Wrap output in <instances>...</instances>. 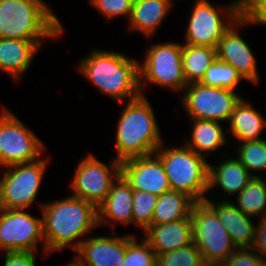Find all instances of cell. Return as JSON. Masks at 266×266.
Masks as SVG:
<instances>
[{
    "label": "cell",
    "instance_id": "obj_1",
    "mask_svg": "<svg viewBox=\"0 0 266 266\" xmlns=\"http://www.w3.org/2000/svg\"><path fill=\"white\" fill-rule=\"evenodd\" d=\"M42 203L40 210L47 254L61 252L66 245L75 253L84 240L81 237L98 226L97 207L83 199L68 195L64 199Z\"/></svg>",
    "mask_w": 266,
    "mask_h": 266
},
{
    "label": "cell",
    "instance_id": "obj_2",
    "mask_svg": "<svg viewBox=\"0 0 266 266\" xmlns=\"http://www.w3.org/2000/svg\"><path fill=\"white\" fill-rule=\"evenodd\" d=\"M77 69L102 93L119 103L141 95L139 61L123 53L93 49L81 58Z\"/></svg>",
    "mask_w": 266,
    "mask_h": 266
},
{
    "label": "cell",
    "instance_id": "obj_3",
    "mask_svg": "<svg viewBox=\"0 0 266 266\" xmlns=\"http://www.w3.org/2000/svg\"><path fill=\"white\" fill-rule=\"evenodd\" d=\"M116 126V160L154 154L163 143L159 124L147 97L127 101Z\"/></svg>",
    "mask_w": 266,
    "mask_h": 266
},
{
    "label": "cell",
    "instance_id": "obj_4",
    "mask_svg": "<svg viewBox=\"0 0 266 266\" xmlns=\"http://www.w3.org/2000/svg\"><path fill=\"white\" fill-rule=\"evenodd\" d=\"M55 15L44 0H0V38H59L65 30Z\"/></svg>",
    "mask_w": 266,
    "mask_h": 266
},
{
    "label": "cell",
    "instance_id": "obj_5",
    "mask_svg": "<svg viewBox=\"0 0 266 266\" xmlns=\"http://www.w3.org/2000/svg\"><path fill=\"white\" fill-rule=\"evenodd\" d=\"M163 142L155 151L161 160L171 190L186 193L196 202L207 198L209 186V162L185 144L164 148Z\"/></svg>",
    "mask_w": 266,
    "mask_h": 266
},
{
    "label": "cell",
    "instance_id": "obj_6",
    "mask_svg": "<svg viewBox=\"0 0 266 266\" xmlns=\"http://www.w3.org/2000/svg\"><path fill=\"white\" fill-rule=\"evenodd\" d=\"M193 5L183 44L216 48L225 32L243 15V0H233L225 7L218 5L220 8L207 0H195Z\"/></svg>",
    "mask_w": 266,
    "mask_h": 266
},
{
    "label": "cell",
    "instance_id": "obj_7",
    "mask_svg": "<svg viewBox=\"0 0 266 266\" xmlns=\"http://www.w3.org/2000/svg\"><path fill=\"white\" fill-rule=\"evenodd\" d=\"M192 240L207 266H219L237 247L217 213L205 202H196L191 210Z\"/></svg>",
    "mask_w": 266,
    "mask_h": 266
},
{
    "label": "cell",
    "instance_id": "obj_8",
    "mask_svg": "<svg viewBox=\"0 0 266 266\" xmlns=\"http://www.w3.org/2000/svg\"><path fill=\"white\" fill-rule=\"evenodd\" d=\"M143 59L139 63L141 95L147 84L181 92L182 95L187 86L183 75L182 44L173 41L151 43Z\"/></svg>",
    "mask_w": 266,
    "mask_h": 266
},
{
    "label": "cell",
    "instance_id": "obj_9",
    "mask_svg": "<svg viewBox=\"0 0 266 266\" xmlns=\"http://www.w3.org/2000/svg\"><path fill=\"white\" fill-rule=\"evenodd\" d=\"M49 159L42 157L30 163L4 167L7 170L0 179V208L27 211L37 200Z\"/></svg>",
    "mask_w": 266,
    "mask_h": 266
},
{
    "label": "cell",
    "instance_id": "obj_10",
    "mask_svg": "<svg viewBox=\"0 0 266 266\" xmlns=\"http://www.w3.org/2000/svg\"><path fill=\"white\" fill-rule=\"evenodd\" d=\"M45 144L23 122L3 106L0 110V168L38 160Z\"/></svg>",
    "mask_w": 266,
    "mask_h": 266
},
{
    "label": "cell",
    "instance_id": "obj_11",
    "mask_svg": "<svg viewBox=\"0 0 266 266\" xmlns=\"http://www.w3.org/2000/svg\"><path fill=\"white\" fill-rule=\"evenodd\" d=\"M182 93L180 104L190 119L227 121V123L236 104L242 98L233 90L201 83L187 85Z\"/></svg>",
    "mask_w": 266,
    "mask_h": 266
},
{
    "label": "cell",
    "instance_id": "obj_12",
    "mask_svg": "<svg viewBox=\"0 0 266 266\" xmlns=\"http://www.w3.org/2000/svg\"><path fill=\"white\" fill-rule=\"evenodd\" d=\"M120 175V161L113 158L106 165L94 155L88 154L77 164L74 176L70 180V186L73 191L72 196L98 207L105 200L112 184Z\"/></svg>",
    "mask_w": 266,
    "mask_h": 266
},
{
    "label": "cell",
    "instance_id": "obj_13",
    "mask_svg": "<svg viewBox=\"0 0 266 266\" xmlns=\"http://www.w3.org/2000/svg\"><path fill=\"white\" fill-rule=\"evenodd\" d=\"M43 244L42 217L37 218L25 209L0 208V248L4 252L28 251L38 253V244Z\"/></svg>",
    "mask_w": 266,
    "mask_h": 266
},
{
    "label": "cell",
    "instance_id": "obj_14",
    "mask_svg": "<svg viewBox=\"0 0 266 266\" xmlns=\"http://www.w3.org/2000/svg\"><path fill=\"white\" fill-rule=\"evenodd\" d=\"M254 24L243 14L217 43L216 55L218 60L233 66L245 81L258 85L260 77L256 58L249 44L238 33L242 27Z\"/></svg>",
    "mask_w": 266,
    "mask_h": 266
},
{
    "label": "cell",
    "instance_id": "obj_15",
    "mask_svg": "<svg viewBox=\"0 0 266 266\" xmlns=\"http://www.w3.org/2000/svg\"><path fill=\"white\" fill-rule=\"evenodd\" d=\"M121 176L135 191L160 196L171 190L163 164L155 154L122 161Z\"/></svg>",
    "mask_w": 266,
    "mask_h": 266
},
{
    "label": "cell",
    "instance_id": "obj_16",
    "mask_svg": "<svg viewBox=\"0 0 266 266\" xmlns=\"http://www.w3.org/2000/svg\"><path fill=\"white\" fill-rule=\"evenodd\" d=\"M75 252L74 266H123L126 234L85 237Z\"/></svg>",
    "mask_w": 266,
    "mask_h": 266
},
{
    "label": "cell",
    "instance_id": "obj_17",
    "mask_svg": "<svg viewBox=\"0 0 266 266\" xmlns=\"http://www.w3.org/2000/svg\"><path fill=\"white\" fill-rule=\"evenodd\" d=\"M44 40L0 38V72L9 74L16 82L30 68Z\"/></svg>",
    "mask_w": 266,
    "mask_h": 266
},
{
    "label": "cell",
    "instance_id": "obj_18",
    "mask_svg": "<svg viewBox=\"0 0 266 266\" xmlns=\"http://www.w3.org/2000/svg\"><path fill=\"white\" fill-rule=\"evenodd\" d=\"M205 202L217 213L220 223L230 234L237 248H252L255 234V221L252 217L242 213L233 201L222 198L213 202L209 197Z\"/></svg>",
    "mask_w": 266,
    "mask_h": 266
},
{
    "label": "cell",
    "instance_id": "obj_19",
    "mask_svg": "<svg viewBox=\"0 0 266 266\" xmlns=\"http://www.w3.org/2000/svg\"><path fill=\"white\" fill-rule=\"evenodd\" d=\"M132 205L133 189L120 175L112 184L105 200L97 207L98 227L104 224L106 226L109 223L111 228L115 226V223L130 225L132 223Z\"/></svg>",
    "mask_w": 266,
    "mask_h": 266
},
{
    "label": "cell",
    "instance_id": "obj_20",
    "mask_svg": "<svg viewBox=\"0 0 266 266\" xmlns=\"http://www.w3.org/2000/svg\"><path fill=\"white\" fill-rule=\"evenodd\" d=\"M143 233L156 254L174 251L193 242L192 219L183 218L166 224L151 225Z\"/></svg>",
    "mask_w": 266,
    "mask_h": 266
},
{
    "label": "cell",
    "instance_id": "obj_21",
    "mask_svg": "<svg viewBox=\"0 0 266 266\" xmlns=\"http://www.w3.org/2000/svg\"><path fill=\"white\" fill-rule=\"evenodd\" d=\"M173 3V0H133L128 31L140 32L152 39L171 12Z\"/></svg>",
    "mask_w": 266,
    "mask_h": 266
},
{
    "label": "cell",
    "instance_id": "obj_22",
    "mask_svg": "<svg viewBox=\"0 0 266 266\" xmlns=\"http://www.w3.org/2000/svg\"><path fill=\"white\" fill-rule=\"evenodd\" d=\"M254 176L241 164L237 158H228L217 165L209 163L208 190L221 188L223 194H239Z\"/></svg>",
    "mask_w": 266,
    "mask_h": 266
},
{
    "label": "cell",
    "instance_id": "obj_23",
    "mask_svg": "<svg viewBox=\"0 0 266 266\" xmlns=\"http://www.w3.org/2000/svg\"><path fill=\"white\" fill-rule=\"evenodd\" d=\"M251 103L241 98L228 120L230 131L239 142L262 140L261 132L266 126V119Z\"/></svg>",
    "mask_w": 266,
    "mask_h": 266
},
{
    "label": "cell",
    "instance_id": "obj_24",
    "mask_svg": "<svg viewBox=\"0 0 266 266\" xmlns=\"http://www.w3.org/2000/svg\"><path fill=\"white\" fill-rule=\"evenodd\" d=\"M191 135L185 145L194 150L198 155L207 158L209 153H215L227 142V137L221 122L190 119Z\"/></svg>",
    "mask_w": 266,
    "mask_h": 266
},
{
    "label": "cell",
    "instance_id": "obj_25",
    "mask_svg": "<svg viewBox=\"0 0 266 266\" xmlns=\"http://www.w3.org/2000/svg\"><path fill=\"white\" fill-rule=\"evenodd\" d=\"M196 201L186 193L169 190L158 196L151 225H161L183 218H191Z\"/></svg>",
    "mask_w": 266,
    "mask_h": 266
},
{
    "label": "cell",
    "instance_id": "obj_26",
    "mask_svg": "<svg viewBox=\"0 0 266 266\" xmlns=\"http://www.w3.org/2000/svg\"><path fill=\"white\" fill-rule=\"evenodd\" d=\"M216 59V48L182 44L183 75L187 85L200 83Z\"/></svg>",
    "mask_w": 266,
    "mask_h": 266
},
{
    "label": "cell",
    "instance_id": "obj_27",
    "mask_svg": "<svg viewBox=\"0 0 266 266\" xmlns=\"http://www.w3.org/2000/svg\"><path fill=\"white\" fill-rule=\"evenodd\" d=\"M234 197L236 207L245 215L258 218L266 216V181L263 177H253Z\"/></svg>",
    "mask_w": 266,
    "mask_h": 266
},
{
    "label": "cell",
    "instance_id": "obj_28",
    "mask_svg": "<svg viewBox=\"0 0 266 266\" xmlns=\"http://www.w3.org/2000/svg\"><path fill=\"white\" fill-rule=\"evenodd\" d=\"M242 79L233 66L216 59L206 70L200 83L206 86L227 88L235 91Z\"/></svg>",
    "mask_w": 266,
    "mask_h": 266
},
{
    "label": "cell",
    "instance_id": "obj_29",
    "mask_svg": "<svg viewBox=\"0 0 266 266\" xmlns=\"http://www.w3.org/2000/svg\"><path fill=\"white\" fill-rule=\"evenodd\" d=\"M237 159L254 177L266 169V139L240 142L236 147ZM253 171H259L258 175Z\"/></svg>",
    "mask_w": 266,
    "mask_h": 266
},
{
    "label": "cell",
    "instance_id": "obj_30",
    "mask_svg": "<svg viewBox=\"0 0 266 266\" xmlns=\"http://www.w3.org/2000/svg\"><path fill=\"white\" fill-rule=\"evenodd\" d=\"M123 266H157V254L145 238L139 242L136 235L127 233Z\"/></svg>",
    "mask_w": 266,
    "mask_h": 266
},
{
    "label": "cell",
    "instance_id": "obj_31",
    "mask_svg": "<svg viewBox=\"0 0 266 266\" xmlns=\"http://www.w3.org/2000/svg\"><path fill=\"white\" fill-rule=\"evenodd\" d=\"M157 266H207L193 242L184 247L157 254Z\"/></svg>",
    "mask_w": 266,
    "mask_h": 266
},
{
    "label": "cell",
    "instance_id": "obj_32",
    "mask_svg": "<svg viewBox=\"0 0 266 266\" xmlns=\"http://www.w3.org/2000/svg\"><path fill=\"white\" fill-rule=\"evenodd\" d=\"M158 196L150 192L133 190L132 224L145 232L152 222Z\"/></svg>",
    "mask_w": 266,
    "mask_h": 266
},
{
    "label": "cell",
    "instance_id": "obj_33",
    "mask_svg": "<svg viewBox=\"0 0 266 266\" xmlns=\"http://www.w3.org/2000/svg\"><path fill=\"white\" fill-rule=\"evenodd\" d=\"M89 4L103 14L107 21H110L119 16L129 19L133 0H89Z\"/></svg>",
    "mask_w": 266,
    "mask_h": 266
},
{
    "label": "cell",
    "instance_id": "obj_34",
    "mask_svg": "<svg viewBox=\"0 0 266 266\" xmlns=\"http://www.w3.org/2000/svg\"><path fill=\"white\" fill-rule=\"evenodd\" d=\"M262 258L252 248H237L219 266H257Z\"/></svg>",
    "mask_w": 266,
    "mask_h": 266
},
{
    "label": "cell",
    "instance_id": "obj_35",
    "mask_svg": "<svg viewBox=\"0 0 266 266\" xmlns=\"http://www.w3.org/2000/svg\"><path fill=\"white\" fill-rule=\"evenodd\" d=\"M3 266H36L37 252H4Z\"/></svg>",
    "mask_w": 266,
    "mask_h": 266
},
{
    "label": "cell",
    "instance_id": "obj_36",
    "mask_svg": "<svg viewBox=\"0 0 266 266\" xmlns=\"http://www.w3.org/2000/svg\"><path fill=\"white\" fill-rule=\"evenodd\" d=\"M259 223L255 226L254 242L252 249L266 261V216L258 218Z\"/></svg>",
    "mask_w": 266,
    "mask_h": 266
},
{
    "label": "cell",
    "instance_id": "obj_37",
    "mask_svg": "<svg viewBox=\"0 0 266 266\" xmlns=\"http://www.w3.org/2000/svg\"><path fill=\"white\" fill-rule=\"evenodd\" d=\"M257 266H266V261L265 260H261Z\"/></svg>",
    "mask_w": 266,
    "mask_h": 266
},
{
    "label": "cell",
    "instance_id": "obj_38",
    "mask_svg": "<svg viewBox=\"0 0 266 266\" xmlns=\"http://www.w3.org/2000/svg\"><path fill=\"white\" fill-rule=\"evenodd\" d=\"M64 266H74L71 262L66 263Z\"/></svg>",
    "mask_w": 266,
    "mask_h": 266
},
{
    "label": "cell",
    "instance_id": "obj_39",
    "mask_svg": "<svg viewBox=\"0 0 266 266\" xmlns=\"http://www.w3.org/2000/svg\"><path fill=\"white\" fill-rule=\"evenodd\" d=\"M261 25H265L266 26V20Z\"/></svg>",
    "mask_w": 266,
    "mask_h": 266
}]
</instances>
